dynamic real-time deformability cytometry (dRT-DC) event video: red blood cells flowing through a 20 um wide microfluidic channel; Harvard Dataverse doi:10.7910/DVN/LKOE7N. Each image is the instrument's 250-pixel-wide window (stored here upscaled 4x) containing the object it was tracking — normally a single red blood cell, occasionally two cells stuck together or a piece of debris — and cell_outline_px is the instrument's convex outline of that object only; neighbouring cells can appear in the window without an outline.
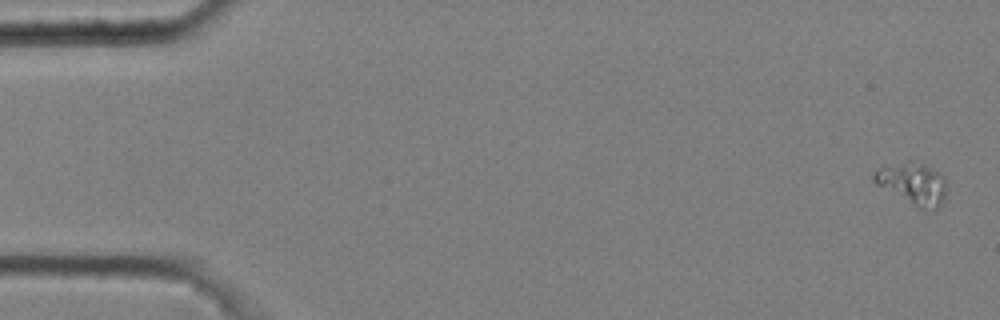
{"species": "common noctule bat (a hibernating species)", "species_latin": "Nyctalus noctula", "temperature_condition": "cold", "stored_images_in_passage": 7, "camera_frame_rate_fps": 3000, "um_per_image_px": 0.085, "animal": {"sex": "male", "body_mass_g": 20.4}, "frame": {"image": 1, "passage_image": 1, "time_ms": 0.0, "image_size_px": [1000, 320], "cell_outline_px": [[944, 200], [932, 212], [916, 208], [876, 184], [872, 180], [872, 176], [880, 168], [908, 160], [912, 160], [944, 176]], "centroid_in_image_um": [77.57, 15.65], "position_along_channel_um": 7.4, "area_um2": 17.46}}
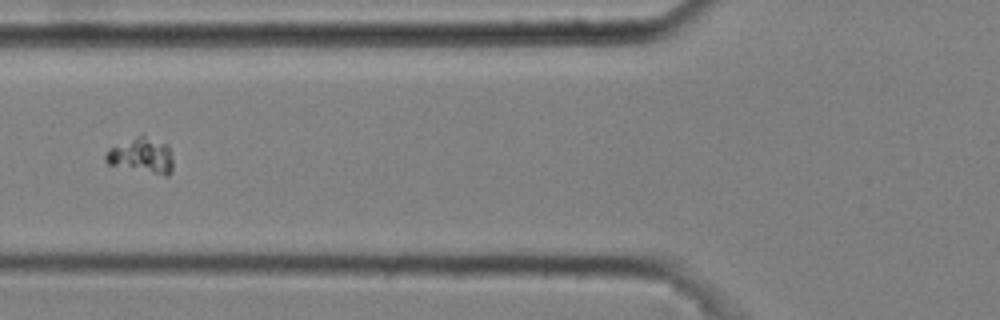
{"frame": {"image": 2, "passage_image": 6, "time_ms": 1.667, "image_size_px": [1000, 320], "cell_outline_px": [[172, 168], [168, 176], [164, 176], [108, 164], [104, 160], [104, 156], [108, 148], [140, 136], [144, 136], [168, 144], [172, 156]], "centroid_in_image_um": [12.04, 13.25], "position_along_channel_um": 113.8, "area_um2": 13.76}}
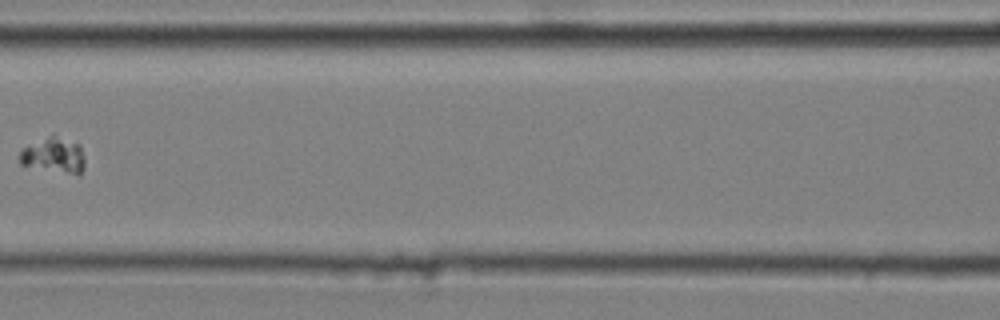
{"frame": {"image": 3, "passage_image": 7, "time_ms": 2.0, "image_size_px": [1000, 320], "cell_outline_px": [[84, 168], [80, 172], [68, 172], [20, 164], [20, 152], [24, 148], [56, 132], [80, 144], [84, 156]], "centroid_in_image_um": [4.62, 13.11], "position_along_channel_um": 162.0, "area_um2": 13.12}}